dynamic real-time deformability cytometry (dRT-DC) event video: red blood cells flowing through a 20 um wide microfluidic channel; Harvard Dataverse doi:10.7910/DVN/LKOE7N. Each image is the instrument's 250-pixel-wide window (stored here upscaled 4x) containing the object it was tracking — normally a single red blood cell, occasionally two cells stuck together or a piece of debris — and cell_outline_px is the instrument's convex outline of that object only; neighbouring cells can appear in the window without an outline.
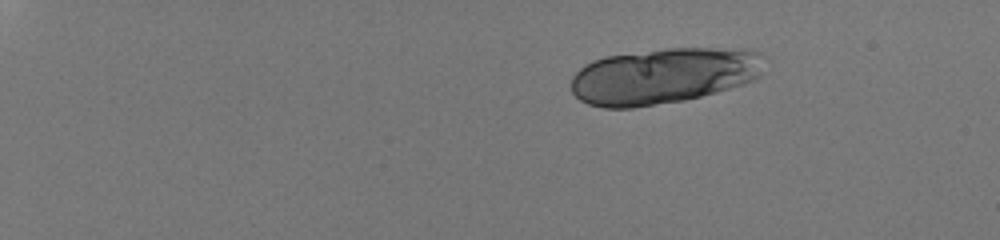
{"species": "human", "species_latin": "Homo sapiens", "temperature_condition": "room temperature", "stored_images_in_passage": 27, "camera_frame_rate_fps": 3000, "um_per_image_px": 0.085, "donor": {"sex": "male"}, "frame": {"image": 1, "passage_image": 11, "time_ms": 3.333, "image_size_px": [1000, 240], "cell_outline_px": [[760, 76], [744, 84], [716, 92], [684, 100], [632, 108], [604, 108], [588, 104], [580, 100], [572, 92], [572, 76], [584, 64], [592, 60], [604, 56], [668, 48], [752, 48], [760, 52]], "centroid_in_image_um": [56.37, 6.44], "position_along_channel_um": 28.6, "area_um2": 63.12}}